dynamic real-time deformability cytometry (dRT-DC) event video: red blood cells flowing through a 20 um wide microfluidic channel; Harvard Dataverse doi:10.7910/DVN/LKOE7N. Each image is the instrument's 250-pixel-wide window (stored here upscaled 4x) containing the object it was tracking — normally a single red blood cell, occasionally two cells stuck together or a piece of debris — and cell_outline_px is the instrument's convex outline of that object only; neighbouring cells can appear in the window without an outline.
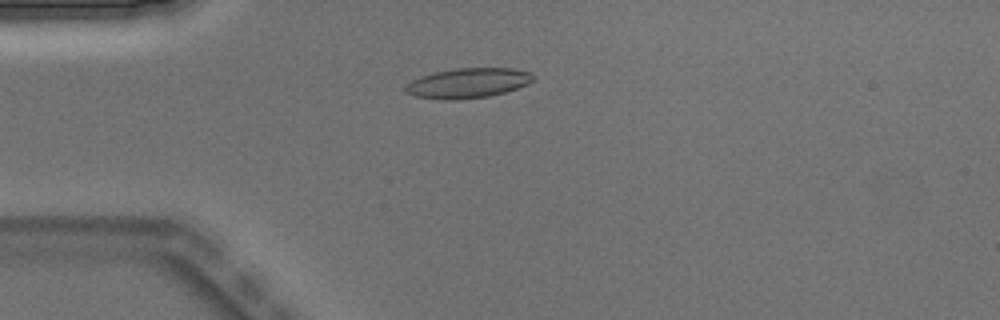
{"species": "Egyptian fruit bat (a non-hibernating species)", "species_latin": "Rousettus aegyptiacus", "temperature_condition": "warm", "stored_images_in_passage": 4, "camera_frame_rate_fps": 3000, "um_per_image_px": 0.085, "animal": {"sex": "male"}, "frame": {"image": 1, "passage_image": 4, "time_ms": 1.0, "image_size_px": [1000, 320], "cell_outline_px": [[536, 76], [528, 84], [504, 92], [488, 96], [456, 100], [444, 100], [416, 96], [408, 92], [404, 88], [412, 80], [420, 76], [432, 72], [456, 68], [512, 68], [532, 72]], "centroid_in_image_um": [39.8, 7.05], "position_along_channel_um": 45.2, "area_um2": 22.25}}